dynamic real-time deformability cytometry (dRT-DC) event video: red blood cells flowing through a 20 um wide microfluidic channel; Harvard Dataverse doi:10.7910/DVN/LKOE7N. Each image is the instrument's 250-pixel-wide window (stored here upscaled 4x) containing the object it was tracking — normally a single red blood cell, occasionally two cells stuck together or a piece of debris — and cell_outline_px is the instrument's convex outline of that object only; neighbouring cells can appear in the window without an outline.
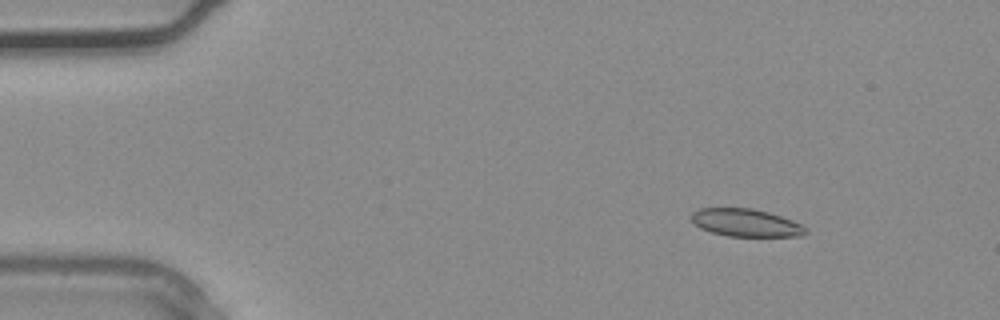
{"species": "common noctule bat (a hibernating species)", "species_latin": "Nyctalus noctula", "temperature_condition": "warm", "stored_images_in_passage": 35, "camera_frame_rate_fps": 3000, "um_per_image_px": 0.085, "animal": {"sex": "male", "body_mass_g": 20.4}, "frame": {"image": 1, "passage_image": 4, "time_ms": 1.0, "image_size_px": [1000, 320], "cell_outline_px": [[808, 232], [804, 236], [728, 236], [712, 232], [700, 228], [692, 224], [688, 216], [692, 212], [700, 208], [752, 208], [768, 212], [792, 220], [800, 224]], "centroid_in_image_um": [63.33, 18.93], "position_along_channel_um": 21.7, "area_um2": 18.55}}
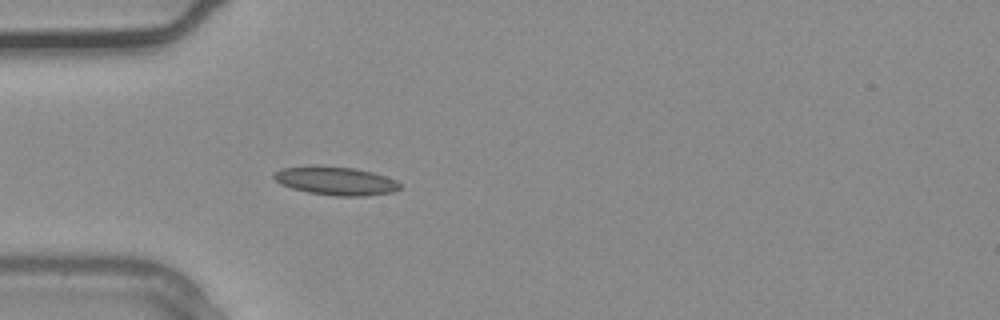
{"frame": {"image": 2, "passage_image": 10, "time_ms": 3.0, "image_size_px": [1000, 320], "cell_outline_px": [[400, 188], [392, 192], [364, 196], [336, 196], [308, 192], [292, 188], [280, 184], [272, 176], [276, 172], [284, 168], [320, 164], [352, 168], [372, 172], [396, 180], [400, 184]], "centroid_in_image_um": [28.52, 15.36], "position_along_channel_um": 56.5, "area_um2": 20.87}}
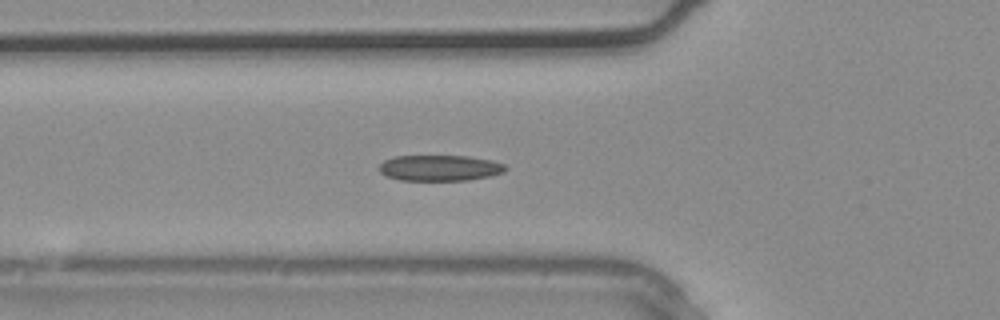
{"frame": {"image": 3, "passage_image": 12, "time_ms": 3.667, "image_size_px": [1000, 320], "cell_outline_px": [[508, 168], [504, 172], [488, 176], [468, 180], [400, 180], [388, 176], [380, 172], [380, 164], [384, 160], [392, 156], [468, 156], [492, 160], [504, 164]], "centroid_in_image_um": [37.39, 14.27], "position_along_channel_um": 88.4, "area_um2": 18.96}}